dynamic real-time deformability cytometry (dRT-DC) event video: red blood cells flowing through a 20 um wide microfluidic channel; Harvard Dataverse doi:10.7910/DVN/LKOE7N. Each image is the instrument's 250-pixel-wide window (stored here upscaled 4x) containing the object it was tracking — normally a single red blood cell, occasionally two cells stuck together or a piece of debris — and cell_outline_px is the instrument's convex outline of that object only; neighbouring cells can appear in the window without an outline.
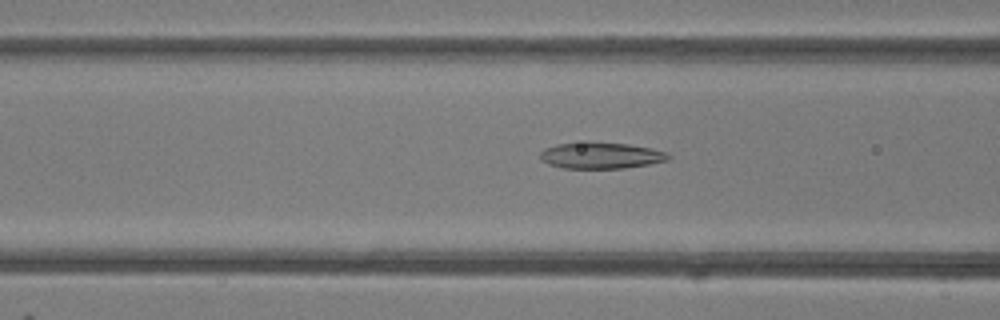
{"species": "common noctule bat (a hibernating species)", "species_latin": "Nyctalus noctula", "temperature_condition": "room temperature", "stored_images_in_passage": 44, "camera_frame_rate_fps": 3000, "um_per_image_px": 0.085, "animal": {"sex": "female"}, "frame": {"image": 1, "passage_image": 18, "time_ms": 5.667, "image_size_px": [1000, 320], "cell_outline_px": [[672, 156], [668, 160], [648, 164], [624, 168], [564, 168], [548, 164], [540, 160], [540, 152], [544, 148], [556, 144], [588, 140], [628, 144], [668, 152]], "centroid_in_image_um": [51.03, 13.19], "position_along_channel_um": 115.6, "area_um2": 20.06}}
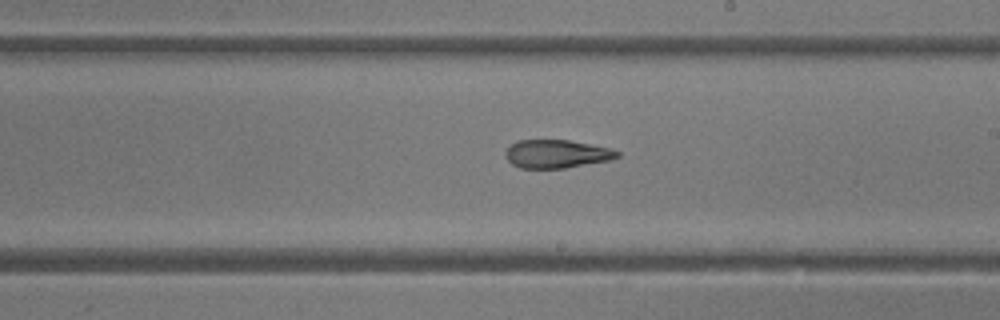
{"frame": {"image": 2, "passage_image": 27, "time_ms": 8.667, "image_size_px": [1000, 320], "cell_outline_px": [[620, 156], [612, 160], [564, 168], [520, 168], [512, 164], [504, 156], [504, 152], [512, 144], [520, 140], [568, 140], [608, 148], [620, 152]], "centroid_in_image_um": [47.31, 13.09], "position_along_channel_um": 241.7, "area_um2": 18.32}}
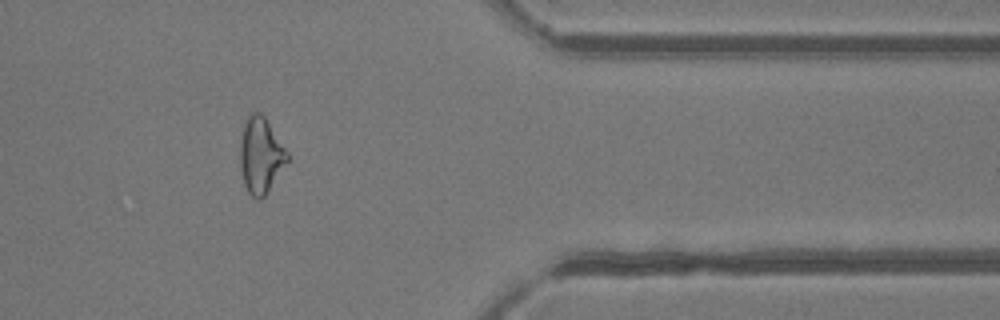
{"frame": {"image": 3, "passage_image": 39, "time_ms": 12.667, "image_size_px": [1000, 320], "cell_outline_px": [[288, 160], [264, 196], [260, 200], [256, 200], [248, 192], [244, 184], [240, 168], [240, 144], [244, 120], [252, 112], [260, 112], [264, 116], [288, 152]], "centroid_in_image_um": [22.13, 13.19], "position_along_channel_um": 389.3, "area_um2": 20.69}, "authors_computed_cell_mechanics": {"area_um2": 20.0855, "velocity_mm_per_s": 4.1976, "shape_relaxation_time_tau1_ms": null, "shape_relaxation_time_tau2_ms": 2.3793, "deformation_change_tau1": null, "deformation_change_tau2": 0.1179}}